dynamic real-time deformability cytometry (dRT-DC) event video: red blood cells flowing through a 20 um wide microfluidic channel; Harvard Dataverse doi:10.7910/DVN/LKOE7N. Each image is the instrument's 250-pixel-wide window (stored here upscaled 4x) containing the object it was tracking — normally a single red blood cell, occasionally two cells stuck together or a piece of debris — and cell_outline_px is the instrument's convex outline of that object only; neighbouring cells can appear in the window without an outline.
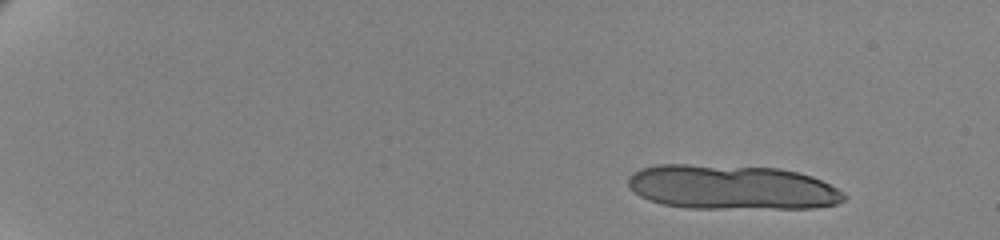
{"species": "human", "species_latin": "Homo sapiens", "temperature_condition": "cold", "stored_images_in_passage": 16, "camera_frame_rate_fps": 3000, "um_per_image_px": 0.085, "donor": {"sex": "female"}, "frame": {"image": 1, "passage_image": 1, "time_ms": 0.0, "image_size_px": [1000, 240], "cell_outline_px": [[848, 196], [844, 200], [836, 204], [812, 208], [688, 208], [664, 204], [648, 200], [640, 196], [628, 184], [628, 176], [632, 172], [640, 168], [656, 164], [688, 164], [780, 168], [812, 176], [844, 192]], "centroid_in_image_um": [62.19, 15.91], "position_along_channel_um": 22.8, "area_um2": 56.24}}